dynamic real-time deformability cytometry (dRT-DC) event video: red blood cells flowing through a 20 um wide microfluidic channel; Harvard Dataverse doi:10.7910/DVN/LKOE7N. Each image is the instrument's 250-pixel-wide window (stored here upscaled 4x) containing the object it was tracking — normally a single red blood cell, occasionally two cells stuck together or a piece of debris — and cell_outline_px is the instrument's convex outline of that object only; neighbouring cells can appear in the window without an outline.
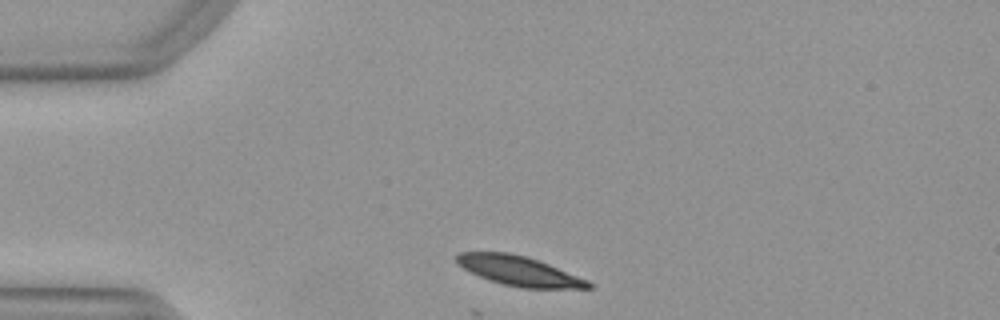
{"species": "Egyptian fruit bat (a non-hibernating species)", "species_latin": "Rousettus aegyptiacus", "temperature_condition": "warm", "stored_images_in_passage": 33, "camera_frame_rate_fps": 3000, "um_per_image_px": 0.085, "animal": {"sex": "female"}, "frame": {"image": 1, "passage_image": 2, "time_ms": 0.333, "image_size_px": [1000, 320], "cell_outline_px": [[592, 288], [520, 288], [488, 280], [456, 264], [456, 256], [460, 252], [508, 252], [524, 256], [548, 264], [588, 280], [592, 284]], "centroid_in_image_um": [44.1, 23.03], "position_along_channel_um": 40.9, "area_um2": 22.43}}
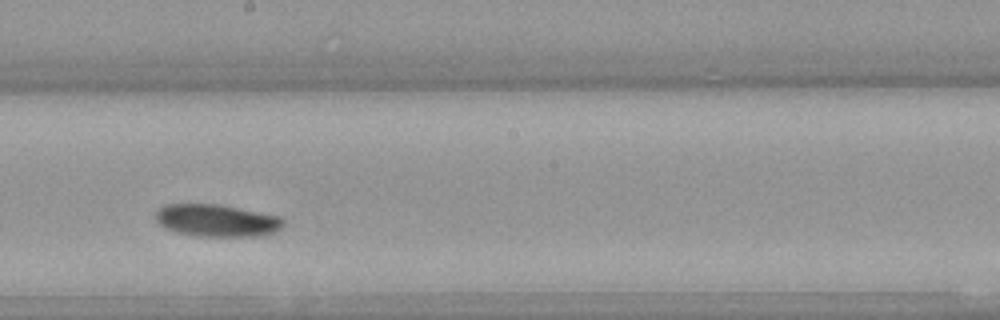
{"frame": {"image": 2, "passage_image": 19, "time_ms": 6.0, "image_size_px": [1000, 320], "cell_outline_px": [[284, 224], [276, 232], [260, 236], [200, 236], [176, 232], [164, 228], [156, 220], [156, 212], [164, 204], [220, 204], [280, 216], [284, 220]], "centroid_in_image_um": [18.44, 18.74], "position_along_channel_um": 229.8, "area_um2": 24.1}}
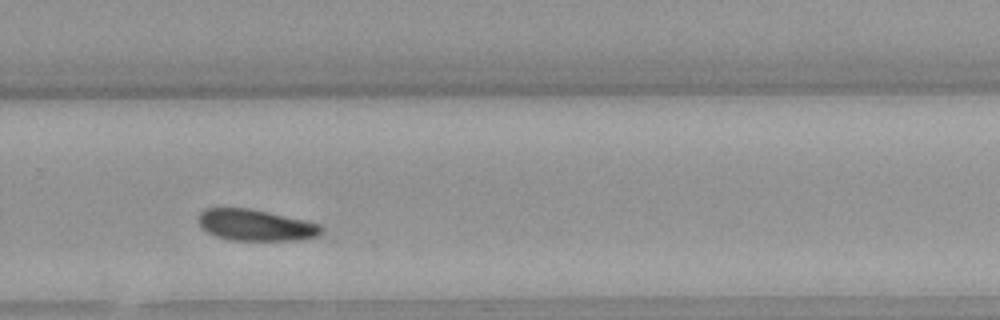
{"frame": {"image": 3, "passage_image": 25, "time_ms": 8.0, "image_size_px": [1000, 320], "cell_outline_px": [[324, 232], [320, 236], [304, 240], [232, 240], [216, 236], [200, 228], [196, 216], [204, 208], [248, 208], [268, 212], [304, 220], [320, 224], [324, 228]], "centroid_in_image_um": [21.74, 19.14], "position_along_channel_um": 308.1, "area_um2": 22.77}, "authors_computed_cell_mechanics": {"area_um2": 24.1026, "velocity_mm_per_s": 3.9127, "shape_relaxation_time_tau1_ms": 3.1743, "shape_relaxation_time_tau2_ms": null, "deformation_change_tau1": 0.0934, "deformation_change_tau2": null}}